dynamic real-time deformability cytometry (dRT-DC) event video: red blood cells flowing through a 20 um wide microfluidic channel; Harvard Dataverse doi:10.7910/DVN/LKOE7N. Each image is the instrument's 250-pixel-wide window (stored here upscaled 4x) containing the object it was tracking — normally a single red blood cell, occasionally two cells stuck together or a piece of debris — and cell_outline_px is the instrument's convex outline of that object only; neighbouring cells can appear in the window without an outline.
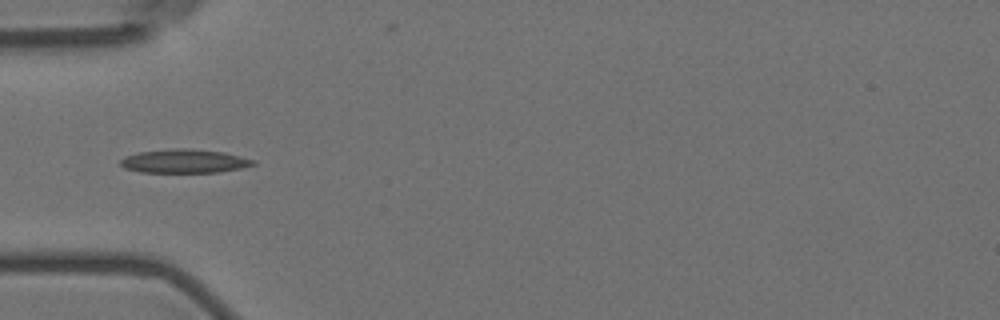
{"species": "Egyptian fruit bat (a non-hibernating species)", "species_latin": "Rousettus aegyptiacus", "temperature_condition": "room temperature", "stored_images_in_passage": 4, "camera_frame_rate_fps": 3000, "um_per_image_px": 0.085, "animal": {"sex": "female"}, "frame": {"image": 1, "passage_image": 1, "time_ms": 0.0, "image_size_px": [1000, 320], "cell_outline_px": [[256, 164], [240, 168], [220, 172], [140, 172], [124, 168], [120, 164], [120, 160], [124, 156], [140, 152], [172, 148], [192, 148], [224, 152], [256, 160]], "centroid_in_image_um": [15.67, 13.69], "position_along_channel_um": 69.3, "area_um2": 18.44}}
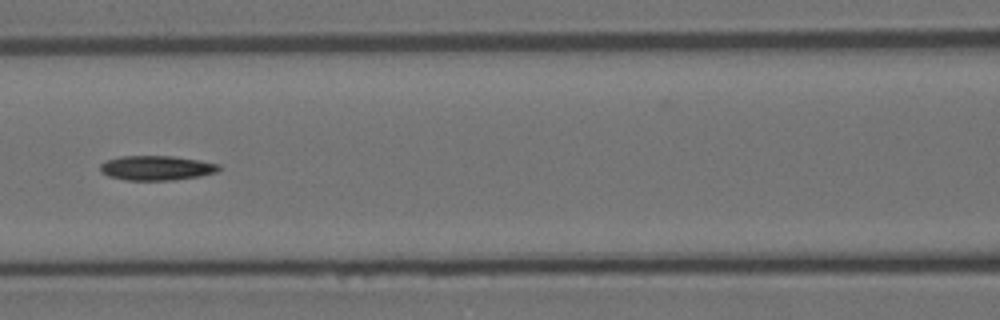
{"frame": {"image": 2, "passage_image": 3, "time_ms": 2.333, "image_size_px": [1000, 320], "cell_outline_px": [[220, 168], [216, 172], [200, 176], [172, 180], [124, 180], [108, 176], [100, 172], [100, 164], [108, 160], [120, 156], [172, 156], [200, 160], [220, 164]], "centroid_in_image_um": [13.29, 14.27], "position_along_channel_um": 153.3, "area_um2": 17.05}}
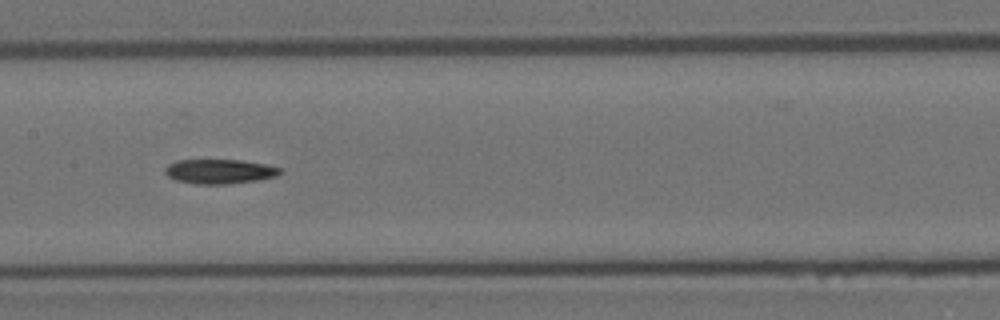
{"frame": {"image": 3, "passage_image": 4, "time_ms": 3.333, "image_size_px": [1000, 320], "cell_outline_px": [[284, 172], [276, 176], [256, 180], [228, 184], [196, 184], [176, 180], [168, 176], [164, 172], [164, 168], [168, 164], [176, 160], [240, 160], [264, 164], [280, 168]], "centroid_in_image_um": [18.64, 14.57], "position_along_channel_um": 188.8, "area_um2": 16.42}}